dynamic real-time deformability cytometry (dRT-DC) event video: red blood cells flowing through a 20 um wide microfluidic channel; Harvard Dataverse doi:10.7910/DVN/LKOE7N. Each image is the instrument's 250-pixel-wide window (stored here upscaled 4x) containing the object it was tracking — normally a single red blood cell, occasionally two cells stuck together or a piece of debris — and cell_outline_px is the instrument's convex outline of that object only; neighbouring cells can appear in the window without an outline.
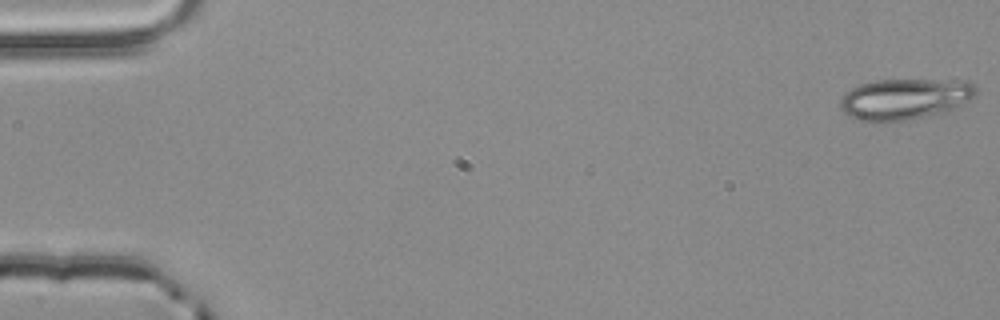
{"species": "common noctule bat (a hibernating species)", "species_latin": "Nyctalus noctula", "temperature_condition": "room temperature", "stored_images_in_passage": 54, "camera_frame_rate_fps": 3000, "um_per_image_px": 0.085, "animal": {"sex": "male", "body_mass_g": 20.4}, "frame": {"image": 1, "passage_image": 1, "time_ms": 0.0, "image_size_px": [1000, 320], "cell_outline_px": [[976, 92], [964, 104], [956, 108], [944, 112], [908, 120], [852, 120], [840, 108], [840, 100], [844, 92], [860, 84], [876, 80], [968, 80], [976, 88]], "centroid_in_image_um": [76.89, 8.4], "position_along_channel_um": 8.1, "area_um2": 32.31}}
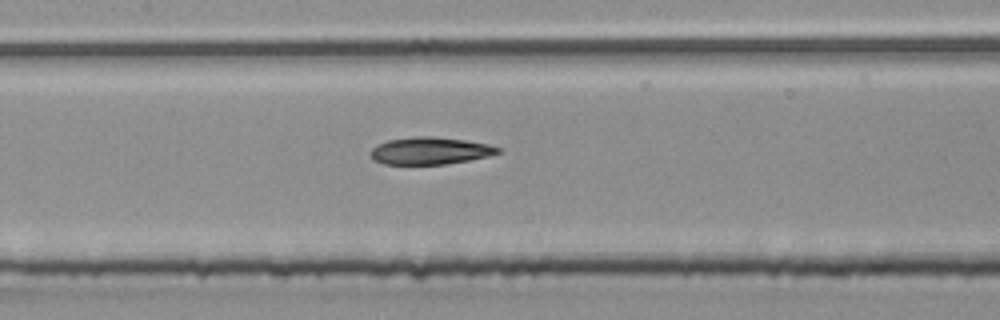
{"frame": {"image": 2, "passage_image": 26, "time_ms": 8.333, "image_size_px": [1000, 320], "cell_outline_px": [[500, 152], [488, 156], [468, 160], [444, 164], [384, 164], [372, 160], [368, 152], [376, 144], [388, 140], [416, 136], [432, 136], [464, 140], [488, 144], [500, 148]], "centroid_in_image_um": [36.48, 12.81], "position_along_channel_um": 170.9, "area_um2": 20.23}}
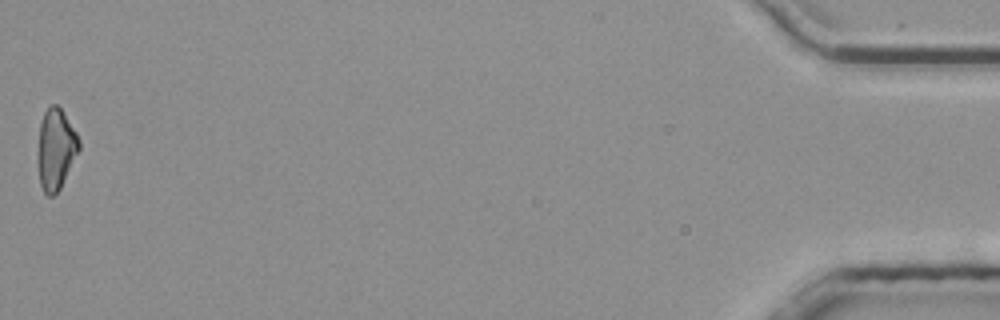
{"frame": {"image": 3, "passage_image": 54, "time_ms": 17.667, "image_size_px": [1000, 320], "cell_outline_px": [[80, 148], [60, 188], [52, 196], [48, 196], [44, 192], [40, 184], [36, 160], [36, 152], [40, 124], [44, 112], [52, 104], [56, 104], [60, 108], [76, 132], [80, 140]], "centroid_in_image_um": [4.71, 12.69], "position_along_channel_um": 430.5, "area_um2": 19.54}, "authors_computed_cell_mechanics": {"area_um2": 20.8369, "velocity_mm_per_s": 3.8857, "shape_relaxation_time_tau1_ms": 5.1071, "shape_relaxation_time_tau2_ms": 7.0314, "deformation_change_tau1": 0.1618, "deformation_change_tau2": 0.178}}